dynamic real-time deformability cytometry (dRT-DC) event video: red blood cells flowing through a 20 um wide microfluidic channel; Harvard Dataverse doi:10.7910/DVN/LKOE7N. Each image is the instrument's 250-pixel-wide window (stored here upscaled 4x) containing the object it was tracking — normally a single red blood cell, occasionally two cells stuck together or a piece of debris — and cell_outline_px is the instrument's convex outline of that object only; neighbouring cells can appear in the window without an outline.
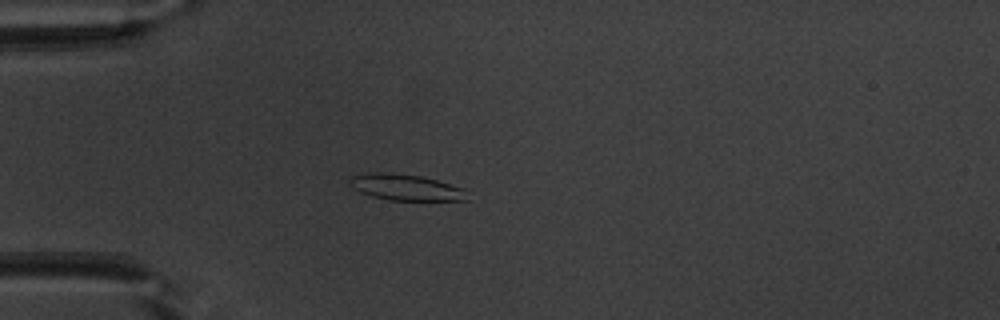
{"species": "common noctule bat (a hibernating species)", "species_latin": "Nyctalus noctula", "temperature_condition": "warm", "stored_images_in_passage": 43, "camera_frame_rate_fps": 3000, "um_per_image_px": 0.085, "animal": {"sex": "male", "body_mass_g": 20.1, "forearm_length_mm": 53.5}, "frame": {"image": 1, "passage_image": 6, "time_ms": 1.667, "image_size_px": [1000, 320], "cell_outline_px": [[468, 200], [388, 200], [372, 196], [360, 192], [352, 188], [348, 184], [348, 176], [368, 172], [392, 172], [420, 176], [436, 180], [460, 188]], "centroid_in_image_um": [34.32, 15.9], "position_along_channel_um": 50.7, "area_um2": 17.8}}
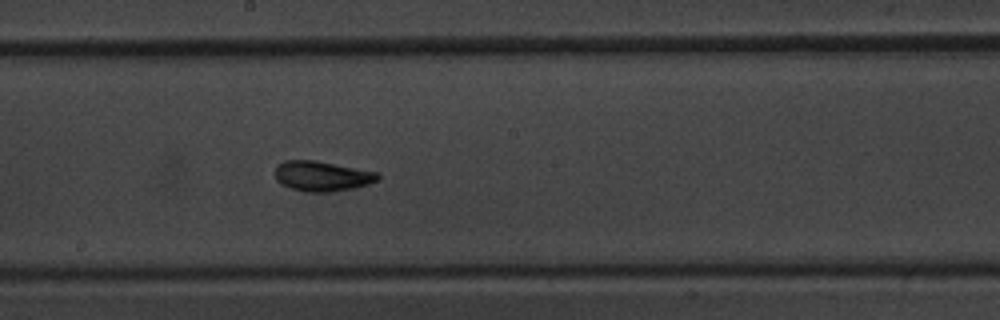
{"frame": {"image": 2, "passage_image": 20, "time_ms": 6.333, "image_size_px": [1000, 320], "cell_outline_px": [[380, 180], [368, 184], [352, 188], [332, 192], [304, 192], [280, 184], [276, 180], [276, 168], [284, 160], [316, 160], [380, 172]], "centroid_in_image_um": [27.42, 14.97], "position_along_channel_um": 220.8, "area_um2": 18.21}}
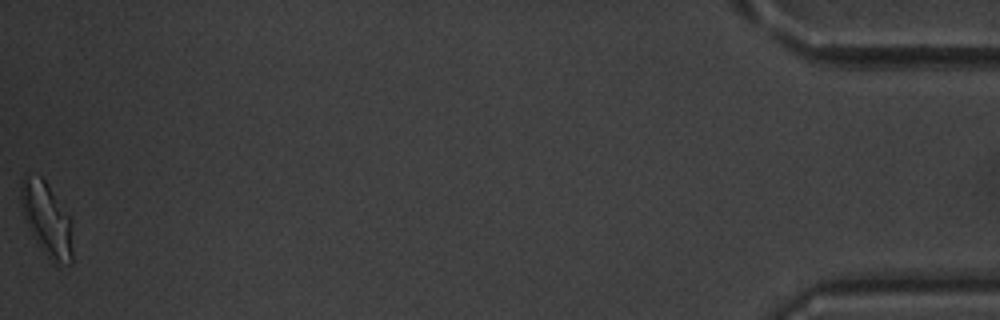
{"frame": {"image": 3, "passage_image": 43, "time_ms": 14.0, "image_size_px": [1000, 320], "cell_outline_px": [[72, 264], [56, 268], [48, 260], [40, 248], [28, 228], [20, 204], [20, 184], [24, 172], [28, 172], [40, 176], [44, 180], [72, 220]], "centroid_in_image_um": [3.97, 18.7], "position_along_channel_um": 431.2, "area_um2": 23.0}, "authors_computed_cell_mechanics": {"area_um2": 17.629, "velocity_mm_per_s": 3.9472, "shape_relaxation_time_tau1_ms": 4.9334, "shape_relaxation_time_tau2_ms": 2.2356, "deformation_change_tau1": 0.1564, "deformation_change_tau2": 0.0852}}